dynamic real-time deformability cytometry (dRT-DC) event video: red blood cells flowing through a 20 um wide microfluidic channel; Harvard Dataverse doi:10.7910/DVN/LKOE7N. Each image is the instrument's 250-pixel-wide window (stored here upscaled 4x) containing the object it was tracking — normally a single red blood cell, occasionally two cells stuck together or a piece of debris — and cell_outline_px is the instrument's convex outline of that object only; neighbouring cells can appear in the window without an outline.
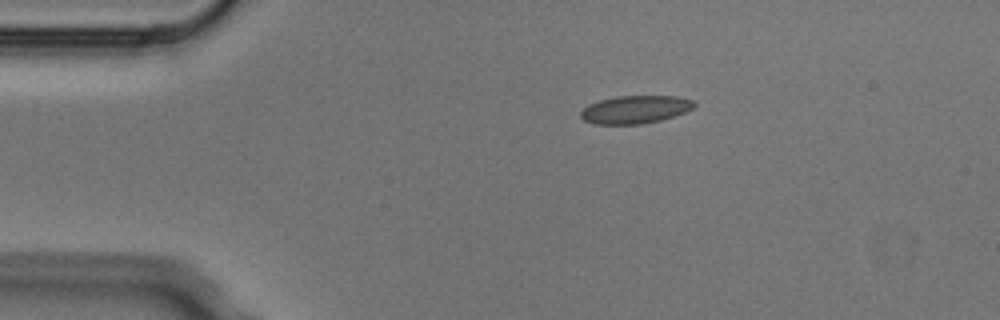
{"species": "Egyptian fruit bat (a non-hibernating species)", "species_latin": "Rousettus aegyptiacus", "temperature_condition": "cold", "stored_images_in_passage": 5, "camera_frame_rate_fps": 3000, "um_per_image_px": 0.085, "animal": {"sex": "male"}, "frame": {"image": 1, "passage_image": 2, "time_ms": 0.333, "image_size_px": [1000, 320], "cell_outline_px": [[696, 104], [692, 108], [676, 116], [660, 120], [640, 124], [592, 124], [584, 120], [580, 116], [580, 112], [588, 104], [600, 100], [616, 96], [676, 96], [692, 100]], "centroid_in_image_um": [53.97, 9.31], "position_along_channel_um": 31.0, "area_um2": 18.44}}
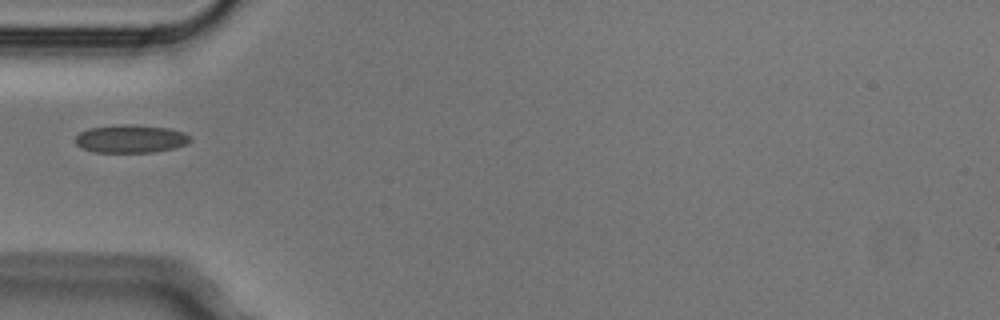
{"frame": {"image": 2, "passage_image": 4, "time_ms": 1.0, "image_size_px": [1000, 320], "cell_outline_px": [[192, 140], [188, 144], [176, 148], [152, 152], [92, 152], [76, 144], [76, 136], [80, 132], [88, 128], [120, 124], [128, 124], [168, 128], [184, 132], [192, 136]], "centroid_in_image_um": [11.16, 11.79], "position_along_channel_um": 73.8, "area_um2": 18.9}}
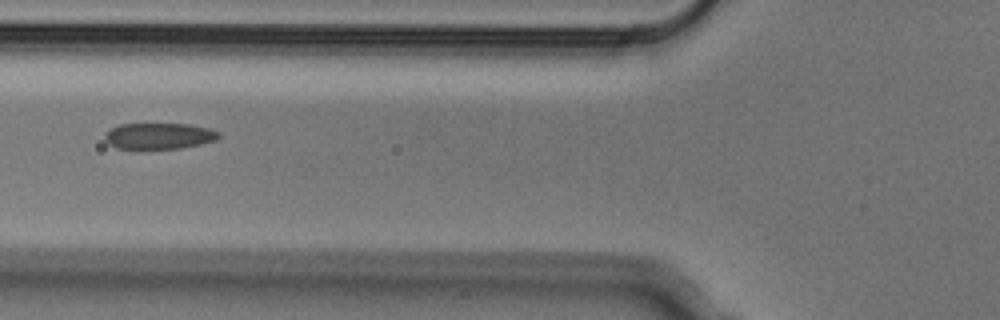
{"frame": {"image": 3, "passage_image": 5, "time_ms": 1.333, "image_size_px": [1000, 320], "cell_outline_px": [[220, 136], [216, 140], [200, 144], [180, 148], [116, 148], [108, 144], [104, 140], [104, 136], [112, 128], [120, 124], [188, 124], [208, 128], [220, 132]], "centroid_in_image_um": [13.52, 11.55], "position_along_channel_um": 112.3, "area_um2": 17.17}}